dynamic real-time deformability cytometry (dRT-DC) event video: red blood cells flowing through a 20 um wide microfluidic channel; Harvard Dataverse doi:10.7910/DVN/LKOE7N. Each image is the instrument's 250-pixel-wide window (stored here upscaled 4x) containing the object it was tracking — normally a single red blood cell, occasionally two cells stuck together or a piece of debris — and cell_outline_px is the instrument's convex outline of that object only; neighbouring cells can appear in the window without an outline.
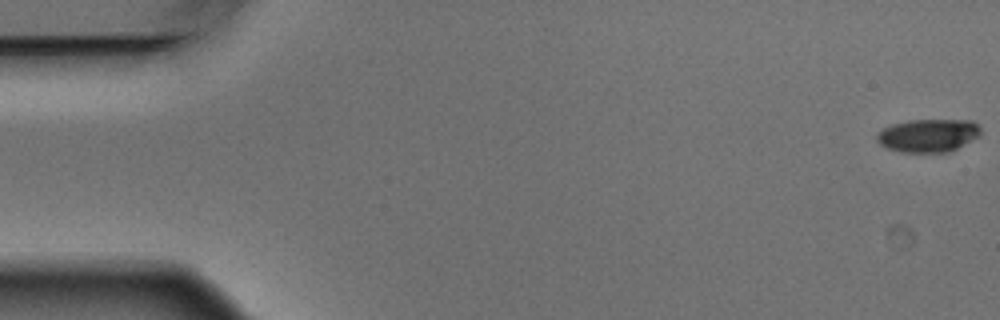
{"species": "Egyptian fruit bat (a non-hibernating species)", "species_latin": "Rousettus aegyptiacus", "temperature_condition": "warm", "stored_images_in_passage": 5, "camera_frame_rate_fps": 3000, "um_per_image_px": 0.085, "animal": {"sex": "male"}, "frame": {"image": 1, "passage_image": 1, "time_ms": 0.0, "image_size_px": [1000, 320], "cell_outline_px": [[980, 136], [948, 152], [900, 152], [888, 148], [880, 144], [876, 140], [876, 132], [892, 124], [908, 120], [972, 120], [980, 128]], "centroid_in_image_um": [78.87, 11.51], "position_along_channel_um": 6.1, "area_um2": 20.0}}